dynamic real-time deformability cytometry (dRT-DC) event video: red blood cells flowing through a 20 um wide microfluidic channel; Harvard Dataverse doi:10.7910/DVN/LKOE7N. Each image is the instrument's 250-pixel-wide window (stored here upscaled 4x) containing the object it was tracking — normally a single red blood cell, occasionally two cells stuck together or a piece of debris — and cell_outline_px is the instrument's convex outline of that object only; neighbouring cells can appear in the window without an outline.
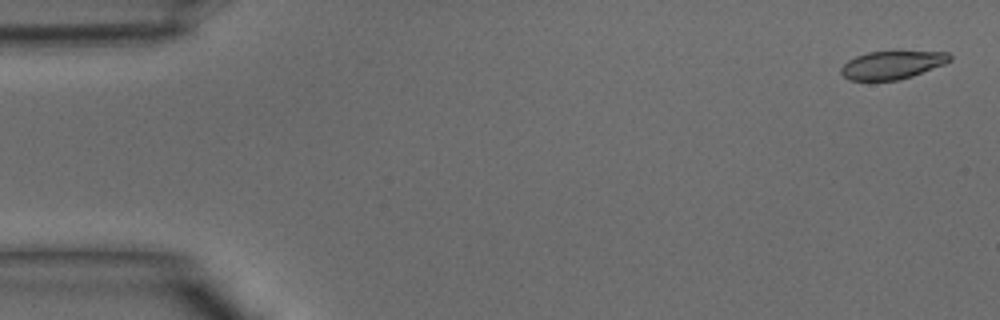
{"species": "common noctule bat (a hibernating species)", "species_latin": "Nyctalus noctula", "temperature_condition": "warm", "stored_images_in_passage": 13, "camera_frame_rate_fps": 3000, "um_per_image_px": 0.085, "animal": {"sex": "male", "body_mass_g": 15.6}, "frame": {"image": 1, "passage_image": 2, "time_ms": 0.333, "image_size_px": [1000, 320], "cell_outline_px": [[952, 60], [944, 64], [912, 76], [896, 80], [848, 80], [840, 72], [840, 68], [848, 60], [856, 56], [868, 52], [948, 52], [952, 56]], "centroid_in_image_um": [75.82, 5.52], "position_along_channel_um": 9.2, "area_um2": 17.57}}
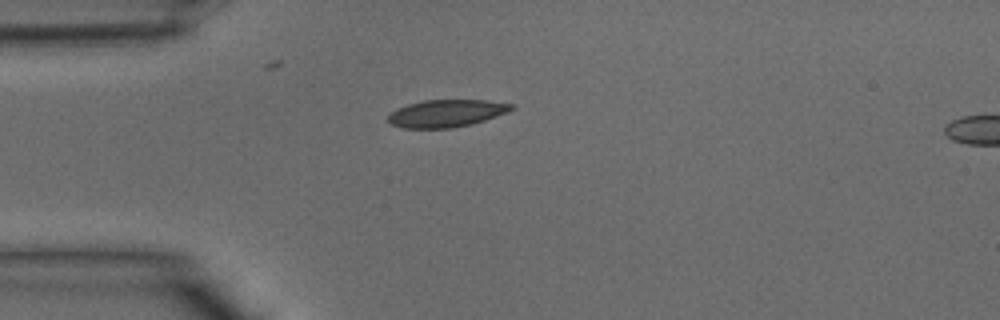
{"frame": {"image": 2, "passage_image": 11, "time_ms": 3.333, "image_size_px": [1000, 320], "cell_outline_px": [[516, 108], [508, 112], [472, 124], [452, 128], [400, 128], [392, 124], [388, 120], [388, 116], [396, 108], [408, 104], [424, 100], [484, 100], [512, 104]], "centroid_in_image_um": [37.94, 9.63], "position_along_channel_um": 47.1, "area_um2": 19.65}}